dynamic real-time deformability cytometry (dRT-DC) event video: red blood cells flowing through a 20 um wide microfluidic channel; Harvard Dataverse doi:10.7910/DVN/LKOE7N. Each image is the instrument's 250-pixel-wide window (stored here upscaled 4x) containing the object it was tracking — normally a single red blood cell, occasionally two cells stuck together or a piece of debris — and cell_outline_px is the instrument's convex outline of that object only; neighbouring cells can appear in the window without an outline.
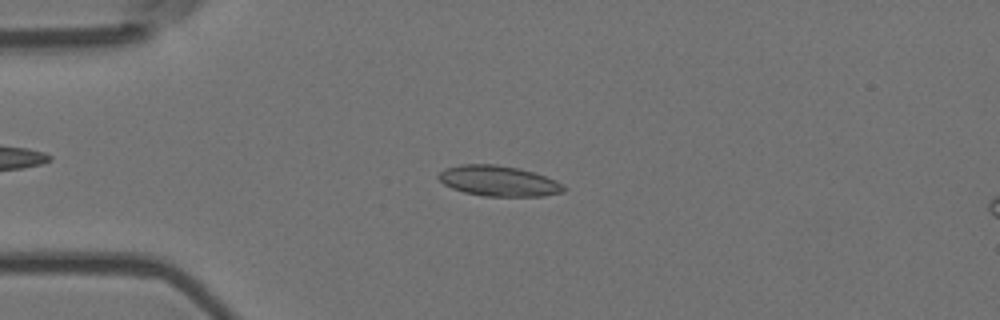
{"species": "Egyptian fruit bat (a non-hibernating species)", "species_latin": "Rousettus aegyptiacus", "temperature_condition": "room temperature", "stored_images_in_passage": 54, "camera_frame_rate_fps": 3000, "um_per_image_px": 0.085, "animal": {"sex": "female"}, "frame": {"image": 1, "passage_image": 13, "time_ms": 4.0, "image_size_px": [1000, 320], "cell_outline_px": [[568, 188], [564, 192], [544, 196], [484, 196], [464, 192], [452, 188], [444, 184], [436, 176], [444, 168], [460, 164], [496, 164], [520, 168], [556, 180]], "centroid_in_image_um": [42.38, 15.38], "position_along_channel_um": 42.6, "area_um2": 22.37}}
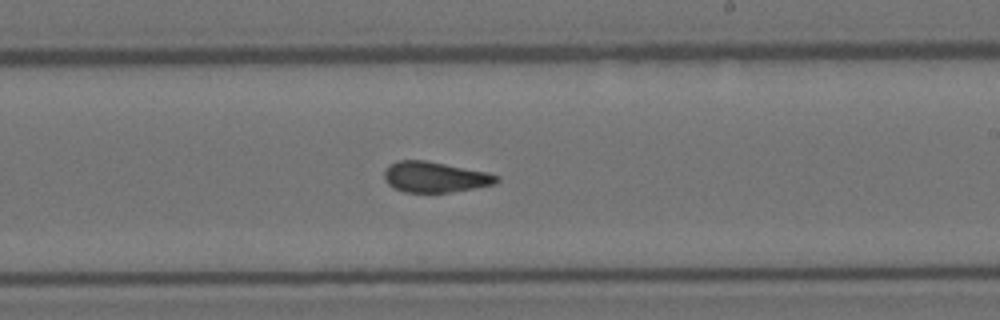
{"frame": {"image": 2, "passage_image": 32, "time_ms": 10.333, "image_size_px": [1000, 320], "cell_outline_px": [[500, 180], [496, 184], [448, 192], [404, 192], [392, 188], [384, 180], [384, 168], [388, 164], [400, 160], [424, 160], [488, 172], [500, 176]], "centroid_in_image_um": [36.94, 15.04], "position_along_channel_um": 252.1, "area_um2": 20.17}}
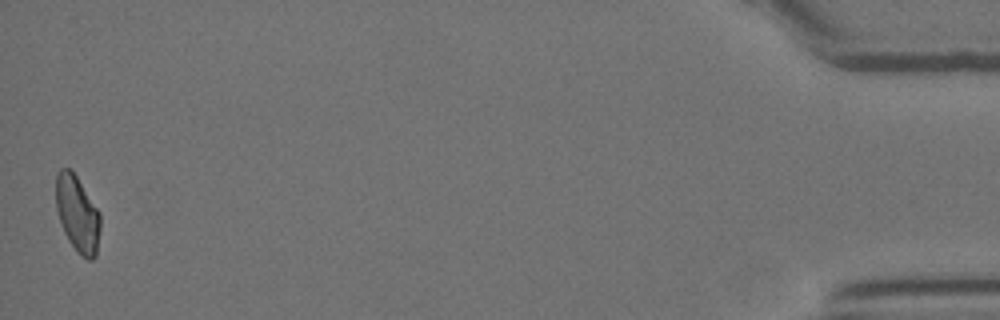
{"frame": {"image": 3, "passage_image": 54, "time_ms": 17.667, "image_size_px": [1000, 320], "cell_outline_px": [[100, 228], [96, 256], [92, 260], [88, 260], [80, 256], [76, 252], [68, 240], [64, 232], [56, 208], [56, 172], [60, 168], [68, 168], [76, 176], [100, 212]], "centroid_in_image_um": [6.58, 18.21], "position_along_channel_um": 428.6, "area_um2": 19.77}, "authors_computed_cell_mechanics": {"area_um2": 20.6924, "velocity_mm_per_s": 3.6703, "shape_relaxation_time_tau1_ms": 8.3382, "shape_relaxation_time_tau2_ms": 1.8913, "deformation_change_tau1": 0.1666, "deformation_change_tau2": 0.0753}}